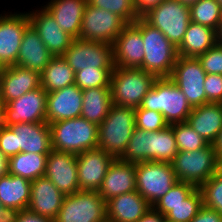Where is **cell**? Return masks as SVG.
<instances>
[{
  "mask_svg": "<svg viewBox=\"0 0 222 222\" xmlns=\"http://www.w3.org/2000/svg\"><path fill=\"white\" fill-rule=\"evenodd\" d=\"M178 152L172 125L147 132L135 128L124 153L119 159L130 163L159 161L171 163Z\"/></svg>",
  "mask_w": 222,
  "mask_h": 222,
  "instance_id": "obj_1",
  "label": "cell"
},
{
  "mask_svg": "<svg viewBox=\"0 0 222 222\" xmlns=\"http://www.w3.org/2000/svg\"><path fill=\"white\" fill-rule=\"evenodd\" d=\"M51 149L47 122L19 123L4 126L0 131V150L8 158L20 152L49 154Z\"/></svg>",
  "mask_w": 222,
  "mask_h": 222,
  "instance_id": "obj_2",
  "label": "cell"
},
{
  "mask_svg": "<svg viewBox=\"0 0 222 222\" xmlns=\"http://www.w3.org/2000/svg\"><path fill=\"white\" fill-rule=\"evenodd\" d=\"M140 107L160 112L169 125L186 122L192 111L185 95L170 78H157Z\"/></svg>",
  "mask_w": 222,
  "mask_h": 222,
  "instance_id": "obj_3",
  "label": "cell"
},
{
  "mask_svg": "<svg viewBox=\"0 0 222 222\" xmlns=\"http://www.w3.org/2000/svg\"><path fill=\"white\" fill-rule=\"evenodd\" d=\"M51 148L79 154L98 148V125L83 117L49 123Z\"/></svg>",
  "mask_w": 222,
  "mask_h": 222,
  "instance_id": "obj_4",
  "label": "cell"
},
{
  "mask_svg": "<svg viewBox=\"0 0 222 222\" xmlns=\"http://www.w3.org/2000/svg\"><path fill=\"white\" fill-rule=\"evenodd\" d=\"M135 108L112 104L108 115L98 126V148L119 158L136 128Z\"/></svg>",
  "mask_w": 222,
  "mask_h": 222,
  "instance_id": "obj_5",
  "label": "cell"
},
{
  "mask_svg": "<svg viewBox=\"0 0 222 222\" xmlns=\"http://www.w3.org/2000/svg\"><path fill=\"white\" fill-rule=\"evenodd\" d=\"M144 60L141 69L156 78H169L178 54L177 48L158 29L142 18Z\"/></svg>",
  "mask_w": 222,
  "mask_h": 222,
  "instance_id": "obj_6",
  "label": "cell"
},
{
  "mask_svg": "<svg viewBox=\"0 0 222 222\" xmlns=\"http://www.w3.org/2000/svg\"><path fill=\"white\" fill-rule=\"evenodd\" d=\"M156 79L141 68L114 67L110 76L112 104L139 107Z\"/></svg>",
  "mask_w": 222,
  "mask_h": 222,
  "instance_id": "obj_7",
  "label": "cell"
},
{
  "mask_svg": "<svg viewBox=\"0 0 222 222\" xmlns=\"http://www.w3.org/2000/svg\"><path fill=\"white\" fill-rule=\"evenodd\" d=\"M177 181L199 188L216 174L217 156L213 144L195 151H178L171 162Z\"/></svg>",
  "mask_w": 222,
  "mask_h": 222,
  "instance_id": "obj_8",
  "label": "cell"
},
{
  "mask_svg": "<svg viewBox=\"0 0 222 222\" xmlns=\"http://www.w3.org/2000/svg\"><path fill=\"white\" fill-rule=\"evenodd\" d=\"M142 18L158 28L176 48L181 44L191 22L189 6L179 0H163Z\"/></svg>",
  "mask_w": 222,
  "mask_h": 222,
  "instance_id": "obj_9",
  "label": "cell"
},
{
  "mask_svg": "<svg viewBox=\"0 0 222 222\" xmlns=\"http://www.w3.org/2000/svg\"><path fill=\"white\" fill-rule=\"evenodd\" d=\"M172 164L147 161L136 163V191L153 206L177 183Z\"/></svg>",
  "mask_w": 222,
  "mask_h": 222,
  "instance_id": "obj_10",
  "label": "cell"
},
{
  "mask_svg": "<svg viewBox=\"0 0 222 222\" xmlns=\"http://www.w3.org/2000/svg\"><path fill=\"white\" fill-rule=\"evenodd\" d=\"M106 218V201L98 191L79 190L65 195L54 222H102Z\"/></svg>",
  "mask_w": 222,
  "mask_h": 222,
  "instance_id": "obj_11",
  "label": "cell"
},
{
  "mask_svg": "<svg viewBox=\"0 0 222 222\" xmlns=\"http://www.w3.org/2000/svg\"><path fill=\"white\" fill-rule=\"evenodd\" d=\"M127 23L115 13L87 3L82 18L79 39L113 45Z\"/></svg>",
  "mask_w": 222,
  "mask_h": 222,
  "instance_id": "obj_12",
  "label": "cell"
},
{
  "mask_svg": "<svg viewBox=\"0 0 222 222\" xmlns=\"http://www.w3.org/2000/svg\"><path fill=\"white\" fill-rule=\"evenodd\" d=\"M183 92L191 107L210 103L206 98V72L198 58L178 56L169 77Z\"/></svg>",
  "mask_w": 222,
  "mask_h": 222,
  "instance_id": "obj_13",
  "label": "cell"
},
{
  "mask_svg": "<svg viewBox=\"0 0 222 222\" xmlns=\"http://www.w3.org/2000/svg\"><path fill=\"white\" fill-rule=\"evenodd\" d=\"M62 58L74 72L115 67L113 45L102 42L74 39Z\"/></svg>",
  "mask_w": 222,
  "mask_h": 222,
  "instance_id": "obj_14",
  "label": "cell"
},
{
  "mask_svg": "<svg viewBox=\"0 0 222 222\" xmlns=\"http://www.w3.org/2000/svg\"><path fill=\"white\" fill-rule=\"evenodd\" d=\"M30 25L26 11L0 14V66L16 65L24 31Z\"/></svg>",
  "mask_w": 222,
  "mask_h": 222,
  "instance_id": "obj_15",
  "label": "cell"
},
{
  "mask_svg": "<svg viewBox=\"0 0 222 222\" xmlns=\"http://www.w3.org/2000/svg\"><path fill=\"white\" fill-rule=\"evenodd\" d=\"M47 94L40 87L3 105L5 126L46 122Z\"/></svg>",
  "mask_w": 222,
  "mask_h": 222,
  "instance_id": "obj_16",
  "label": "cell"
},
{
  "mask_svg": "<svg viewBox=\"0 0 222 222\" xmlns=\"http://www.w3.org/2000/svg\"><path fill=\"white\" fill-rule=\"evenodd\" d=\"M142 17L127 24L113 44L115 67L141 68L144 60Z\"/></svg>",
  "mask_w": 222,
  "mask_h": 222,
  "instance_id": "obj_17",
  "label": "cell"
},
{
  "mask_svg": "<svg viewBox=\"0 0 222 222\" xmlns=\"http://www.w3.org/2000/svg\"><path fill=\"white\" fill-rule=\"evenodd\" d=\"M77 155L51 149L47 157L45 177L64 195L79 191Z\"/></svg>",
  "mask_w": 222,
  "mask_h": 222,
  "instance_id": "obj_18",
  "label": "cell"
},
{
  "mask_svg": "<svg viewBox=\"0 0 222 222\" xmlns=\"http://www.w3.org/2000/svg\"><path fill=\"white\" fill-rule=\"evenodd\" d=\"M30 25L40 36L50 53L62 56L71 46L74 38L61 30L54 17L41 5V8L26 11Z\"/></svg>",
  "mask_w": 222,
  "mask_h": 222,
  "instance_id": "obj_19",
  "label": "cell"
},
{
  "mask_svg": "<svg viewBox=\"0 0 222 222\" xmlns=\"http://www.w3.org/2000/svg\"><path fill=\"white\" fill-rule=\"evenodd\" d=\"M114 157L95 148L77 154L78 186L80 190L98 191Z\"/></svg>",
  "mask_w": 222,
  "mask_h": 222,
  "instance_id": "obj_20",
  "label": "cell"
},
{
  "mask_svg": "<svg viewBox=\"0 0 222 222\" xmlns=\"http://www.w3.org/2000/svg\"><path fill=\"white\" fill-rule=\"evenodd\" d=\"M82 90L74 83L63 89L48 92L46 105V122L81 117Z\"/></svg>",
  "mask_w": 222,
  "mask_h": 222,
  "instance_id": "obj_21",
  "label": "cell"
},
{
  "mask_svg": "<svg viewBox=\"0 0 222 222\" xmlns=\"http://www.w3.org/2000/svg\"><path fill=\"white\" fill-rule=\"evenodd\" d=\"M136 190V164L114 158L110 163L99 195L107 202L121 194Z\"/></svg>",
  "mask_w": 222,
  "mask_h": 222,
  "instance_id": "obj_22",
  "label": "cell"
},
{
  "mask_svg": "<svg viewBox=\"0 0 222 222\" xmlns=\"http://www.w3.org/2000/svg\"><path fill=\"white\" fill-rule=\"evenodd\" d=\"M65 195L45 176L31 181L28 210L54 220L62 206Z\"/></svg>",
  "mask_w": 222,
  "mask_h": 222,
  "instance_id": "obj_23",
  "label": "cell"
},
{
  "mask_svg": "<svg viewBox=\"0 0 222 222\" xmlns=\"http://www.w3.org/2000/svg\"><path fill=\"white\" fill-rule=\"evenodd\" d=\"M53 57L39 33L29 25L22 36L16 65L41 74Z\"/></svg>",
  "mask_w": 222,
  "mask_h": 222,
  "instance_id": "obj_24",
  "label": "cell"
},
{
  "mask_svg": "<svg viewBox=\"0 0 222 222\" xmlns=\"http://www.w3.org/2000/svg\"><path fill=\"white\" fill-rule=\"evenodd\" d=\"M40 87L41 78L38 72L17 65L7 66L3 77L0 103L6 105L8 102Z\"/></svg>",
  "mask_w": 222,
  "mask_h": 222,
  "instance_id": "obj_25",
  "label": "cell"
},
{
  "mask_svg": "<svg viewBox=\"0 0 222 222\" xmlns=\"http://www.w3.org/2000/svg\"><path fill=\"white\" fill-rule=\"evenodd\" d=\"M88 0H48L43 7L54 17L61 30L79 39L82 18Z\"/></svg>",
  "mask_w": 222,
  "mask_h": 222,
  "instance_id": "obj_26",
  "label": "cell"
},
{
  "mask_svg": "<svg viewBox=\"0 0 222 222\" xmlns=\"http://www.w3.org/2000/svg\"><path fill=\"white\" fill-rule=\"evenodd\" d=\"M186 123L207 143L213 144L222 129V103L193 107Z\"/></svg>",
  "mask_w": 222,
  "mask_h": 222,
  "instance_id": "obj_27",
  "label": "cell"
},
{
  "mask_svg": "<svg viewBox=\"0 0 222 222\" xmlns=\"http://www.w3.org/2000/svg\"><path fill=\"white\" fill-rule=\"evenodd\" d=\"M151 207L135 190L108 200L107 218L115 222H137Z\"/></svg>",
  "mask_w": 222,
  "mask_h": 222,
  "instance_id": "obj_28",
  "label": "cell"
},
{
  "mask_svg": "<svg viewBox=\"0 0 222 222\" xmlns=\"http://www.w3.org/2000/svg\"><path fill=\"white\" fill-rule=\"evenodd\" d=\"M30 194V180L12 174L0 178V202L9 214L27 210Z\"/></svg>",
  "mask_w": 222,
  "mask_h": 222,
  "instance_id": "obj_29",
  "label": "cell"
},
{
  "mask_svg": "<svg viewBox=\"0 0 222 222\" xmlns=\"http://www.w3.org/2000/svg\"><path fill=\"white\" fill-rule=\"evenodd\" d=\"M216 31L210 27L190 22L181 44L178 56L197 58L216 44Z\"/></svg>",
  "mask_w": 222,
  "mask_h": 222,
  "instance_id": "obj_30",
  "label": "cell"
},
{
  "mask_svg": "<svg viewBox=\"0 0 222 222\" xmlns=\"http://www.w3.org/2000/svg\"><path fill=\"white\" fill-rule=\"evenodd\" d=\"M81 117L100 125L112 106L110 87H96L82 90Z\"/></svg>",
  "mask_w": 222,
  "mask_h": 222,
  "instance_id": "obj_31",
  "label": "cell"
},
{
  "mask_svg": "<svg viewBox=\"0 0 222 222\" xmlns=\"http://www.w3.org/2000/svg\"><path fill=\"white\" fill-rule=\"evenodd\" d=\"M41 87L47 92L63 89L75 83V72L62 58L53 57L40 74Z\"/></svg>",
  "mask_w": 222,
  "mask_h": 222,
  "instance_id": "obj_32",
  "label": "cell"
},
{
  "mask_svg": "<svg viewBox=\"0 0 222 222\" xmlns=\"http://www.w3.org/2000/svg\"><path fill=\"white\" fill-rule=\"evenodd\" d=\"M48 154L20 152L9 157V174L30 181L45 175Z\"/></svg>",
  "mask_w": 222,
  "mask_h": 222,
  "instance_id": "obj_33",
  "label": "cell"
},
{
  "mask_svg": "<svg viewBox=\"0 0 222 222\" xmlns=\"http://www.w3.org/2000/svg\"><path fill=\"white\" fill-rule=\"evenodd\" d=\"M189 9L192 22L217 31L222 19V8L215 0H199Z\"/></svg>",
  "mask_w": 222,
  "mask_h": 222,
  "instance_id": "obj_34",
  "label": "cell"
},
{
  "mask_svg": "<svg viewBox=\"0 0 222 222\" xmlns=\"http://www.w3.org/2000/svg\"><path fill=\"white\" fill-rule=\"evenodd\" d=\"M203 207V196L196 188L182 203L169 206V213L165 216L167 222H190Z\"/></svg>",
  "mask_w": 222,
  "mask_h": 222,
  "instance_id": "obj_35",
  "label": "cell"
},
{
  "mask_svg": "<svg viewBox=\"0 0 222 222\" xmlns=\"http://www.w3.org/2000/svg\"><path fill=\"white\" fill-rule=\"evenodd\" d=\"M172 129L178 151H195L209 144L186 122L172 124Z\"/></svg>",
  "mask_w": 222,
  "mask_h": 222,
  "instance_id": "obj_36",
  "label": "cell"
},
{
  "mask_svg": "<svg viewBox=\"0 0 222 222\" xmlns=\"http://www.w3.org/2000/svg\"><path fill=\"white\" fill-rule=\"evenodd\" d=\"M114 68L83 69L75 72V84L81 89L110 87Z\"/></svg>",
  "mask_w": 222,
  "mask_h": 222,
  "instance_id": "obj_37",
  "label": "cell"
},
{
  "mask_svg": "<svg viewBox=\"0 0 222 222\" xmlns=\"http://www.w3.org/2000/svg\"><path fill=\"white\" fill-rule=\"evenodd\" d=\"M195 189L192 184L178 181L152 207L165 217L169 213V206L182 203Z\"/></svg>",
  "mask_w": 222,
  "mask_h": 222,
  "instance_id": "obj_38",
  "label": "cell"
},
{
  "mask_svg": "<svg viewBox=\"0 0 222 222\" xmlns=\"http://www.w3.org/2000/svg\"><path fill=\"white\" fill-rule=\"evenodd\" d=\"M88 3L93 7L115 13L127 24L134 23L140 18L136 12L134 0H88Z\"/></svg>",
  "mask_w": 222,
  "mask_h": 222,
  "instance_id": "obj_39",
  "label": "cell"
},
{
  "mask_svg": "<svg viewBox=\"0 0 222 222\" xmlns=\"http://www.w3.org/2000/svg\"><path fill=\"white\" fill-rule=\"evenodd\" d=\"M199 189L203 196V206L222 215V176L214 174Z\"/></svg>",
  "mask_w": 222,
  "mask_h": 222,
  "instance_id": "obj_40",
  "label": "cell"
},
{
  "mask_svg": "<svg viewBox=\"0 0 222 222\" xmlns=\"http://www.w3.org/2000/svg\"><path fill=\"white\" fill-rule=\"evenodd\" d=\"M135 119L136 128L147 132L159 131L169 125L160 112L143 109L140 106L135 108Z\"/></svg>",
  "mask_w": 222,
  "mask_h": 222,
  "instance_id": "obj_41",
  "label": "cell"
},
{
  "mask_svg": "<svg viewBox=\"0 0 222 222\" xmlns=\"http://www.w3.org/2000/svg\"><path fill=\"white\" fill-rule=\"evenodd\" d=\"M197 58L206 74H222V44L216 43Z\"/></svg>",
  "mask_w": 222,
  "mask_h": 222,
  "instance_id": "obj_42",
  "label": "cell"
},
{
  "mask_svg": "<svg viewBox=\"0 0 222 222\" xmlns=\"http://www.w3.org/2000/svg\"><path fill=\"white\" fill-rule=\"evenodd\" d=\"M204 88L209 102L222 103V74H206Z\"/></svg>",
  "mask_w": 222,
  "mask_h": 222,
  "instance_id": "obj_43",
  "label": "cell"
},
{
  "mask_svg": "<svg viewBox=\"0 0 222 222\" xmlns=\"http://www.w3.org/2000/svg\"><path fill=\"white\" fill-rule=\"evenodd\" d=\"M12 222H54V220L40 216L27 210L11 214Z\"/></svg>",
  "mask_w": 222,
  "mask_h": 222,
  "instance_id": "obj_44",
  "label": "cell"
},
{
  "mask_svg": "<svg viewBox=\"0 0 222 222\" xmlns=\"http://www.w3.org/2000/svg\"><path fill=\"white\" fill-rule=\"evenodd\" d=\"M190 222H222V215L216 210L203 206Z\"/></svg>",
  "mask_w": 222,
  "mask_h": 222,
  "instance_id": "obj_45",
  "label": "cell"
},
{
  "mask_svg": "<svg viewBox=\"0 0 222 222\" xmlns=\"http://www.w3.org/2000/svg\"><path fill=\"white\" fill-rule=\"evenodd\" d=\"M163 0H134L136 12L142 17L150 9L157 7Z\"/></svg>",
  "mask_w": 222,
  "mask_h": 222,
  "instance_id": "obj_46",
  "label": "cell"
},
{
  "mask_svg": "<svg viewBox=\"0 0 222 222\" xmlns=\"http://www.w3.org/2000/svg\"><path fill=\"white\" fill-rule=\"evenodd\" d=\"M137 222H167L166 218L151 207Z\"/></svg>",
  "mask_w": 222,
  "mask_h": 222,
  "instance_id": "obj_47",
  "label": "cell"
},
{
  "mask_svg": "<svg viewBox=\"0 0 222 222\" xmlns=\"http://www.w3.org/2000/svg\"><path fill=\"white\" fill-rule=\"evenodd\" d=\"M9 174V158L0 150V178Z\"/></svg>",
  "mask_w": 222,
  "mask_h": 222,
  "instance_id": "obj_48",
  "label": "cell"
},
{
  "mask_svg": "<svg viewBox=\"0 0 222 222\" xmlns=\"http://www.w3.org/2000/svg\"><path fill=\"white\" fill-rule=\"evenodd\" d=\"M216 154H222V129L220 130L218 137L213 143Z\"/></svg>",
  "mask_w": 222,
  "mask_h": 222,
  "instance_id": "obj_49",
  "label": "cell"
},
{
  "mask_svg": "<svg viewBox=\"0 0 222 222\" xmlns=\"http://www.w3.org/2000/svg\"><path fill=\"white\" fill-rule=\"evenodd\" d=\"M216 156H217L216 173L222 176V154H216Z\"/></svg>",
  "mask_w": 222,
  "mask_h": 222,
  "instance_id": "obj_50",
  "label": "cell"
},
{
  "mask_svg": "<svg viewBox=\"0 0 222 222\" xmlns=\"http://www.w3.org/2000/svg\"><path fill=\"white\" fill-rule=\"evenodd\" d=\"M216 42L222 44V19L219 23V27L216 31Z\"/></svg>",
  "mask_w": 222,
  "mask_h": 222,
  "instance_id": "obj_51",
  "label": "cell"
},
{
  "mask_svg": "<svg viewBox=\"0 0 222 222\" xmlns=\"http://www.w3.org/2000/svg\"><path fill=\"white\" fill-rule=\"evenodd\" d=\"M5 126L4 109L3 105L0 103V131Z\"/></svg>",
  "mask_w": 222,
  "mask_h": 222,
  "instance_id": "obj_52",
  "label": "cell"
},
{
  "mask_svg": "<svg viewBox=\"0 0 222 222\" xmlns=\"http://www.w3.org/2000/svg\"><path fill=\"white\" fill-rule=\"evenodd\" d=\"M4 74H5V67L4 66H0V98H1V94H2V86H3Z\"/></svg>",
  "mask_w": 222,
  "mask_h": 222,
  "instance_id": "obj_53",
  "label": "cell"
},
{
  "mask_svg": "<svg viewBox=\"0 0 222 222\" xmlns=\"http://www.w3.org/2000/svg\"><path fill=\"white\" fill-rule=\"evenodd\" d=\"M9 215L8 211L4 208V206L0 202V219H4Z\"/></svg>",
  "mask_w": 222,
  "mask_h": 222,
  "instance_id": "obj_54",
  "label": "cell"
},
{
  "mask_svg": "<svg viewBox=\"0 0 222 222\" xmlns=\"http://www.w3.org/2000/svg\"><path fill=\"white\" fill-rule=\"evenodd\" d=\"M179 1L182 2L184 5H187L190 7L196 4L199 0H179Z\"/></svg>",
  "mask_w": 222,
  "mask_h": 222,
  "instance_id": "obj_55",
  "label": "cell"
},
{
  "mask_svg": "<svg viewBox=\"0 0 222 222\" xmlns=\"http://www.w3.org/2000/svg\"><path fill=\"white\" fill-rule=\"evenodd\" d=\"M0 222H12L11 214H9L6 218L0 219Z\"/></svg>",
  "mask_w": 222,
  "mask_h": 222,
  "instance_id": "obj_56",
  "label": "cell"
},
{
  "mask_svg": "<svg viewBox=\"0 0 222 222\" xmlns=\"http://www.w3.org/2000/svg\"><path fill=\"white\" fill-rule=\"evenodd\" d=\"M222 8V0H215Z\"/></svg>",
  "mask_w": 222,
  "mask_h": 222,
  "instance_id": "obj_57",
  "label": "cell"
},
{
  "mask_svg": "<svg viewBox=\"0 0 222 222\" xmlns=\"http://www.w3.org/2000/svg\"><path fill=\"white\" fill-rule=\"evenodd\" d=\"M102 222H115V221L106 218V219H105L104 221H102Z\"/></svg>",
  "mask_w": 222,
  "mask_h": 222,
  "instance_id": "obj_58",
  "label": "cell"
}]
</instances>
